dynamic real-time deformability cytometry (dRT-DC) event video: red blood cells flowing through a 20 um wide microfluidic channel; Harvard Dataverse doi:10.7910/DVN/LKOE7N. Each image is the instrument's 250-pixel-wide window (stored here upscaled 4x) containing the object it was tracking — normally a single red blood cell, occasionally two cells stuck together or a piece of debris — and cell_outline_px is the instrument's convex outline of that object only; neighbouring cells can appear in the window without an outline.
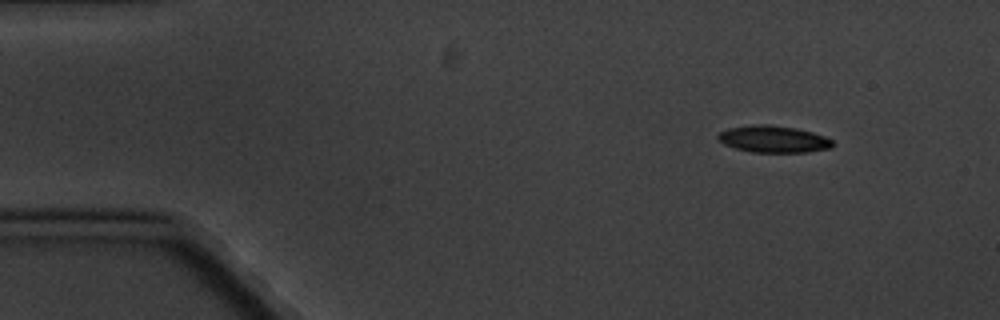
{"species": "common noctule bat (a hibernating species)", "species_latin": "Nyctalus noctula", "temperature_condition": "cold", "stored_images_in_passage": 4, "camera_frame_rate_fps": 3000, "um_per_image_px": 0.085, "animal": {"sex": "male", "body_mass_g": 20.1, "forearm_length_mm": 53.5}, "frame": {"image": 1, "passage_image": 1, "time_ms": 0.0, "image_size_px": [1000, 320], "cell_outline_px": [[832, 148], [808, 152], [752, 152], [736, 148], [724, 144], [716, 136], [720, 132], [728, 128], [756, 124], [768, 124], [796, 128], [812, 132], [824, 136], [832, 140]], "centroid_in_image_um": [65.75, 11.82], "position_along_channel_um": 19.3, "area_um2": 17.86}}
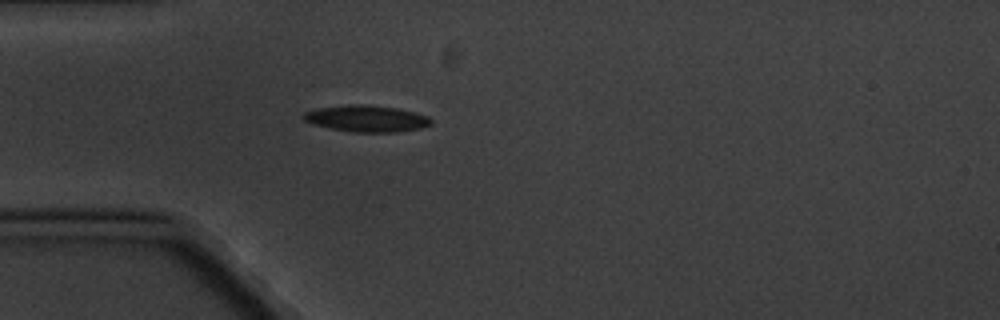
{"frame": {"image": 2, "passage_image": 4, "time_ms": 3.333, "image_size_px": [1000, 320], "cell_outline_px": [[432, 124], [420, 128], [396, 132], [352, 132], [312, 124], [304, 120], [300, 116], [304, 112], [316, 108], [348, 104], [364, 104], [396, 108], [416, 112], [428, 116], [432, 120]], "centroid_in_image_um": [31.14, 10.07], "position_along_channel_um": 53.9, "area_um2": 19.83}}